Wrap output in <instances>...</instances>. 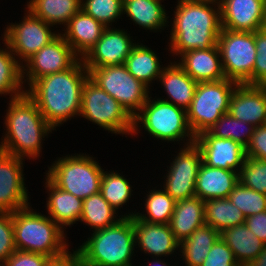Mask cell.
Segmentation results:
<instances>
[{
	"instance_id": "1",
	"label": "cell",
	"mask_w": 266,
	"mask_h": 266,
	"mask_svg": "<svg viewBox=\"0 0 266 266\" xmlns=\"http://www.w3.org/2000/svg\"><path fill=\"white\" fill-rule=\"evenodd\" d=\"M89 71L83 59H79L66 71L53 73L37 79L26 90V94L36 103L47 123L54 129L80 115L84 83Z\"/></svg>"
},
{
	"instance_id": "2",
	"label": "cell",
	"mask_w": 266,
	"mask_h": 266,
	"mask_svg": "<svg viewBox=\"0 0 266 266\" xmlns=\"http://www.w3.org/2000/svg\"><path fill=\"white\" fill-rule=\"evenodd\" d=\"M175 10L169 45L174 55L217 46L222 29L218 0H178Z\"/></svg>"
},
{
	"instance_id": "3",
	"label": "cell",
	"mask_w": 266,
	"mask_h": 266,
	"mask_svg": "<svg viewBox=\"0 0 266 266\" xmlns=\"http://www.w3.org/2000/svg\"><path fill=\"white\" fill-rule=\"evenodd\" d=\"M6 113V133L0 151L18 158L40 156L41 143L54 130L44 119L36 103L25 93L10 99Z\"/></svg>"
},
{
	"instance_id": "4",
	"label": "cell",
	"mask_w": 266,
	"mask_h": 266,
	"mask_svg": "<svg viewBox=\"0 0 266 266\" xmlns=\"http://www.w3.org/2000/svg\"><path fill=\"white\" fill-rule=\"evenodd\" d=\"M73 254L82 266H132L135 231L132 217H122L115 225L94 231Z\"/></svg>"
},
{
	"instance_id": "5",
	"label": "cell",
	"mask_w": 266,
	"mask_h": 266,
	"mask_svg": "<svg viewBox=\"0 0 266 266\" xmlns=\"http://www.w3.org/2000/svg\"><path fill=\"white\" fill-rule=\"evenodd\" d=\"M13 226L17 250L42 254L53 261L71 255L64 230L49 216L33 211L30 205L13 212Z\"/></svg>"
},
{
	"instance_id": "6",
	"label": "cell",
	"mask_w": 266,
	"mask_h": 266,
	"mask_svg": "<svg viewBox=\"0 0 266 266\" xmlns=\"http://www.w3.org/2000/svg\"><path fill=\"white\" fill-rule=\"evenodd\" d=\"M151 98L148 97L139 112L133 116L132 135L138 133V124H142V128L158 140L175 142L185 140L187 136L189 139H186L185 144L194 143L195 136L187 121V111L160 98L154 101Z\"/></svg>"
},
{
	"instance_id": "7",
	"label": "cell",
	"mask_w": 266,
	"mask_h": 266,
	"mask_svg": "<svg viewBox=\"0 0 266 266\" xmlns=\"http://www.w3.org/2000/svg\"><path fill=\"white\" fill-rule=\"evenodd\" d=\"M103 172L94 158L77 154L58 158L46 176L58 188L84 200L100 192Z\"/></svg>"
},
{
	"instance_id": "8",
	"label": "cell",
	"mask_w": 266,
	"mask_h": 266,
	"mask_svg": "<svg viewBox=\"0 0 266 266\" xmlns=\"http://www.w3.org/2000/svg\"><path fill=\"white\" fill-rule=\"evenodd\" d=\"M238 83L223 79L215 82H199L187 110V121L194 134L198 136L208 131L218 119L229 111L230 99Z\"/></svg>"
},
{
	"instance_id": "9",
	"label": "cell",
	"mask_w": 266,
	"mask_h": 266,
	"mask_svg": "<svg viewBox=\"0 0 266 266\" xmlns=\"http://www.w3.org/2000/svg\"><path fill=\"white\" fill-rule=\"evenodd\" d=\"M80 116L115 134H131L133 117L90 78L82 89Z\"/></svg>"
},
{
	"instance_id": "10",
	"label": "cell",
	"mask_w": 266,
	"mask_h": 266,
	"mask_svg": "<svg viewBox=\"0 0 266 266\" xmlns=\"http://www.w3.org/2000/svg\"><path fill=\"white\" fill-rule=\"evenodd\" d=\"M217 46L227 79L238 84L253 85V68L256 57L255 32L221 29Z\"/></svg>"
},
{
	"instance_id": "11",
	"label": "cell",
	"mask_w": 266,
	"mask_h": 266,
	"mask_svg": "<svg viewBox=\"0 0 266 266\" xmlns=\"http://www.w3.org/2000/svg\"><path fill=\"white\" fill-rule=\"evenodd\" d=\"M87 69L89 78L118 101L132 117L146 103L150 89L131 75L125 64Z\"/></svg>"
},
{
	"instance_id": "12",
	"label": "cell",
	"mask_w": 266,
	"mask_h": 266,
	"mask_svg": "<svg viewBox=\"0 0 266 266\" xmlns=\"http://www.w3.org/2000/svg\"><path fill=\"white\" fill-rule=\"evenodd\" d=\"M50 27L28 10L21 23L7 25L3 41L14 55L25 62L59 35Z\"/></svg>"
},
{
	"instance_id": "13",
	"label": "cell",
	"mask_w": 266,
	"mask_h": 266,
	"mask_svg": "<svg viewBox=\"0 0 266 266\" xmlns=\"http://www.w3.org/2000/svg\"><path fill=\"white\" fill-rule=\"evenodd\" d=\"M79 59L60 33L25 61L27 69L22 65V80L26 75L27 83L29 82L28 85L31 86L41 77L68 70Z\"/></svg>"
},
{
	"instance_id": "14",
	"label": "cell",
	"mask_w": 266,
	"mask_h": 266,
	"mask_svg": "<svg viewBox=\"0 0 266 266\" xmlns=\"http://www.w3.org/2000/svg\"><path fill=\"white\" fill-rule=\"evenodd\" d=\"M170 165L164 190L175 200L195 197L196 178L202 164V153L196 143L182 148Z\"/></svg>"
},
{
	"instance_id": "15",
	"label": "cell",
	"mask_w": 266,
	"mask_h": 266,
	"mask_svg": "<svg viewBox=\"0 0 266 266\" xmlns=\"http://www.w3.org/2000/svg\"><path fill=\"white\" fill-rule=\"evenodd\" d=\"M22 160L0 151V212L12 213L29 206Z\"/></svg>"
},
{
	"instance_id": "16",
	"label": "cell",
	"mask_w": 266,
	"mask_h": 266,
	"mask_svg": "<svg viewBox=\"0 0 266 266\" xmlns=\"http://www.w3.org/2000/svg\"><path fill=\"white\" fill-rule=\"evenodd\" d=\"M222 29L256 32L266 28V0H218Z\"/></svg>"
},
{
	"instance_id": "17",
	"label": "cell",
	"mask_w": 266,
	"mask_h": 266,
	"mask_svg": "<svg viewBox=\"0 0 266 266\" xmlns=\"http://www.w3.org/2000/svg\"><path fill=\"white\" fill-rule=\"evenodd\" d=\"M202 162L210 167L240 172L246 159V149L232 139H222L204 131L195 137Z\"/></svg>"
},
{
	"instance_id": "18",
	"label": "cell",
	"mask_w": 266,
	"mask_h": 266,
	"mask_svg": "<svg viewBox=\"0 0 266 266\" xmlns=\"http://www.w3.org/2000/svg\"><path fill=\"white\" fill-rule=\"evenodd\" d=\"M135 45L126 31L107 27L83 62L86 68L125 64Z\"/></svg>"
},
{
	"instance_id": "19",
	"label": "cell",
	"mask_w": 266,
	"mask_h": 266,
	"mask_svg": "<svg viewBox=\"0 0 266 266\" xmlns=\"http://www.w3.org/2000/svg\"><path fill=\"white\" fill-rule=\"evenodd\" d=\"M228 113L254 127L266 124V85L238 84Z\"/></svg>"
},
{
	"instance_id": "20",
	"label": "cell",
	"mask_w": 266,
	"mask_h": 266,
	"mask_svg": "<svg viewBox=\"0 0 266 266\" xmlns=\"http://www.w3.org/2000/svg\"><path fill=\"white\" fill-rule=\"evenodd\" d=\"M135 243L145 253L154 256H168L179 247L169 224H156L142 221L133 216Z\"/></svg>"
},
{
	"instance_id": "21",
	"label": "cell",
	"mask_w": 266,
	"mask_h": 266,
	"mask_svg": "<svg viewBox=\"0 0 266 266\" xmlns=\"http://www.w3.org/2000/svg\"><path fill=\"white\" fill-rule=\"evenodd\" d=\"M179 66L196 82H215L225 79L218 46L186 51Z\"/></svg>"
},
{
	"instance_id": "22",
	"label": "cell",
	"mask_w": 266,
	"mask_h": 266,
	"mask_svg": "<svg viewBox=\"0 0 266 266\" xmlns=\"http://www.w3.org/2000/svg\"><path fill=\"white\" fill-rule=\"evenodd\" d=\"M65 33L61 34L69 43L74 53L83 59L101 38L105 29L104 24L96 21L82 9L67 23Z\"/></svg>"
},
{
	"instance_id": "23",
	"label": "cell",
	"mask_w": 266,
	"mask_h": 266,
	"mask_svg": "<svg viewBox=\"0 0 266 266\" xmlns=\"http://www.w3.org/2000/svg\"><path fill=\"white\" fill-rule=\"evenodd\" d=\"M238 183V172L210 167L202 162L196 178L195 197L203 201L226 198Z\"/></svg>"
},
{
	"instance_id": "24",
	"label": "cell",
	"mask_w": 266,
	"mask_h": 266,
	"mask_svg": "<svg viewBox=\"0 0 266 266\" xmlns=\"http://www.w3.org/2000/svg\"><path fill=\"white\" fill-rule=\"evenodd\" d=\"M158 80L162 81V86L171 101L162 98L160 100L187 111L192 103L198 82L193 80L177 62L163 67Z\"/></svg>"
},
{
	"instance_id": "25",
	"label": "cell",
	"mask_w": 266,
	"mask_h": 266,
	"mask_svg": "<svg viewBox=\"0 0 266 266\" xmlns=\"http://www.w3.org/2000/svg\"><path fill=\"white\" fill-rule=\"evenodd\" d=\"M169 225L179 243L187 239L205 225L204 201L198 197L176 201Z\"/></svg>"
},
{
	"instance_id": "26",
	"label": "cell",
	"mask_w": 266,
	"mask_h": 266,
	"mask_svg": "<svg viewBox=\"0 0 266 266\" xmlns=\"http://www.w3.org/2000/svg\"><path fill=\"white\" fill-rule=\"evenodd\" d=\"M46 188L49 192L47 210L49 217L62 229L80 221L83 200L55 186L46 177Z\"/></svg>"
},
{
	"instance_id": "27",
	"label": "cell",
	"mask_w": 266,
	"mask_h": 266,
	"mask_svg": "<svg viewBox=\"0 0 266 266\" xmlns=\"http://www.w3.org/2000/svg\"><path fill=\"white\" fill-rule=\"evenodd\" d=\"M220 238L232 250L240 265H247L254 260L265 246L245 224L224 229Z\"/></svg>"
},
{
	"instance_id": "28",
	"label": "cell",
	"mask_w": 266,
	"mask_h": 266,
	"mask_svg": "<svg viewBox=\"0 0 266 266\" xmlns=\"http://www.w3.org/2000/svg\"><path fill=\"white\" fill-rule=\"evenodd\" d=\"M162 0H123V13L135 24L148 30H159L167 24L165 8Z\"/></svg>"
},
{
	"instance_id": "29",
	"label": "cell",
	"mask_w": 266,
	"mask_h": 266,
	"mask_svg": "<svg viewBox=\"0 0 266 266\" xmlns=\"http://www.w3.org/2000/svg\"><path fill=\"white\" fill-rule=\"evenodd\" d=\"M82 0H31L27 9L39 19L53 25L64 24L81 10Z\"/></svg>"
},
{
	"instance_id": "30",
	"label": "cell",
	"mask_w": 266,
	"mask_h": 266,
	"mask_svg": "<svg viewBox=\"0 0 266 266\" xmlns=\"http://www.w3.org/2000/svg\"><path fill=\"white\" fill-rule=\"evenodd\" d=\"M220 233L209 225L196 229L187 239L179 243L187 266H201Z\"/></svg>"
},
{
	"instance_id": "31",
	"label": "cell",
	"mask_w": 266,
	"mask_h": 266,
	"mask_svg": "<svg viewBox=\"0 0 266 266\" xmlns=\"http://www.w3.org/2000/svg\"><path fill=\"white\" fill-rule=\"evenodd\" d=\"M156 55L148 47L137 43L126 58L125 66L129 73L147 87L150 86L152 80L159 79L163 69Z\"/></svg>"
},
{
	"instance_id": "32",
	"label": "cell",
	"mask_w": 266,
	"mask_h": 266,
	"mask_svg": "<svg viewBox=\"0 0 266 266\" xmlns=\"http://www.w3.org/2000/svg\"><path fill=\"white\" fill-rule=\"evenodd\" d=\"M205 225L215 228L219 233L224 229L244 224L246 217L229 199L217 198L204 201Z\"/></svg>"
},
{
	"instance_id": "33",
	"label": "cell",
	"mask_w": 266,
	"mask_h": 266,
	"mask_svg": "<svg viewBox=\"0 0 266 266\" xmlns=\"http://www.w3.org/2000/svg\"><path fill=\"white\" fill-rule=\"evenodd\" d=\"M114 214L116 210L99 192L83 200L80 222L83 221L97 231L115 225L122 218L118 219Z\"/></svg>"
},
{
	"instance_id": "34",
	"label": "cell",
	"mask_w": 266,
	"mask_h": 266,
	"mask_svg": "<svg viewBox=\"0 0 266 266\" xmlns=\"http://www.w3.org/2000/svg\"><path fill=\"white\" fill-rule=\"evenodd\" d=\"M0 48V95L10 94L11 100L26 93L22 90V65L10 48ZM8 49V50H6Z\"/></svg>"
},
{
	"instance_id": "35",
	"label": "cell",
	"mask_w": 266,
	"mask_h": 266,
	"mask_svg": "<svg viewBox=\"0 0 266 266\" xmlns=\"http://www.w3.org/2000/svg\"><path fill=\"white\" fill-rule=\"evenodd\" d=\"M145 201V208L147 212L142 215L141 213H133L124 215L122 217L135 216L137 219L156 224H169L176 201L165 190H151L148 192ZM149 215V216H148Z\"/></svg>"
},
{
	"instance_id": "36",
	"label": "cell",
	"mask_w": 266,
	"mask_h": 266,
	"mask_svg": "<svg viewBox=\"0 0 266 266\" xmlns=\"http://www.w3.org/2000/svg\"><path fill=\"white\" fill-rule=\"evenodd\" d=\"M254 128L253 125L233 118L227 113L222 115L218 121L209 128L208 132L218 138L232 139L246 148L254 132Z\"/></svg>"
},
{
	"instance_id": "37",
	"label": "cell",
	"mask_w": 266,
	"mask_h": 266,
	"mask_svg": "<svg viewBox=\"0 0 266 266\" xmlns=\"http://www.w3.org/2000/svg\"><path fill=\"white\" fill-rule=\"evenodd\" d=\"M132 188L124 176L116 172H103L100 184L102 197L115 209L118 210L131 198Z\"/></svg>"
},
{
	"instance_id": "38",
	"label": "cell",
	"mask_w": 266,
	"mask_h": 266,
	"mask_svg": "<svg viewBox=\"0 0 266 266\" xmlns=\"http://www.w3.org/2000/svg\"><path fill=\"white\" fill-rule=\"evenodd\" d=\"M245 217L266 211V195L243 186L240 182L227 197Z\"/></svg>"
},
{
	"instance_id": "39",
	"label": "cell",
	"mask_w": 266,
	"mask_h": 266,
	"mask_svg": "<svg viewBox=\"0 0 266 266\" xmlns=\"http://www.w3.org/2000/svg\"><path fill=\"white\" fill-rule=\"evenodd\" d=\"M81 9L106 27L123 14V0H82ZM119 16V17H118Z\"/></svg>"
},
{
	"instance_id": "40",
	"label": "cell",
	"mask_w": 266,
	"mask_h": 266,
	"mask_svg": "<svg viewBox=\"0 0 266 266\" xmlns=\"http://www.w3.org/2000/svg\"><path fill=\"white\" fill-rule=\"evenodd\" d=\"M239 182L266 195V161L246 156L239 172Z\"/></svg>"
},
{
	"instance_id": "41",
	"label": "cell",
	"mask_w": 266,
	"mask_h": 266,
	"mask_svg": "<svg viewBox=\"0 0 266 266\" xmlns=\"http://www.w3.org/2000/svg\"><path fill=\"white\" fill-rule=\"evenodd\" d=\"M15 251L13 212H0V263L4 264Z\"/></svg>"
},
{
	"instance_id": "42",
	"label": "cell",
	"mask_w": 266,
	"mask_h": 266,
	"mask_svg": "<svg viewBox=\"0 0 266 266\" xmlns=\"http://www.w3.org/2000/svg\"><path fill=\"white\" fill-rule=\"evenodd\" d=\"M255 45L253 85H266V28L255 32Z\"/></svg>"
},
{
	"instance_id": "43",
	"label": "cell",
	"mask_w": 266,
	"mask_h": 266,
	"mask_svg": "<svg viewBox=\"0 0 266 266\" xmlns=\"http://www.w3.org/2000/svg\"><path fill=\"white\" fill-rule=\"evenodd\" d=\"M232 250L219 237L201 266H238Z\"/></svg>"
},
{
	"instance_id": "44",
	"label": "cell",
	"mask_w": 266,
	"mask_h": 266,
	"mask_svg": "<svg viewBox=\"0 0 266 266\" xmlns=\"http://www.w3.org/2000/svg\"><path fill=\"white\" fill-rule=\"evenodd\" d=\"M53 262L45 255L16 249L4 264L5 266H50Z\"/></svg>"
},
{
	"instance_id": "45",
	"label": "cell",
	"mask_w": 266,
	"mask_h": 266,
	"mask_svg": "<svg viewBox=\"0 0 266 266\" xmlns=\"http://www.w3.org/2000/svg\"><path fill=\"white\" fill-rule=\"evenodd\" d=\"M246 149V156L266 161V124L254 128Z\"/></svg>"
},
{
	"instance_id": "46",
	"label": "cell",
	"mask_w": 266,
	"mask_h": 266,
	"mask_svg": "<svg viewBox=\"0 0 266 266\" xmlns=\"http://www.w3.org/2000/svg\"><path fill=\"white\" fill-rule=\"evenodd\" d=\"M244 224L266 245V211L246 217Z\"/></svg>"
},
{
	"instance_id": "47",
	"label": "cell",
	"mask_w": 266,
	"mask_h": 266,
	"mask_svg": "<svg viewBox=\"0 0 266 266\" xmlns=\"http://www.w3.org/2000/svg\"><path fill=\"white\" fill-rule=\"evenodd\" d=\"M52 266H82V263L73 253H71V255L65 260L54 261Z\"/></svg>"
},
{
	"instance_id": "48",
	"label": "cell",
	"mask_w": 266,
	"mask_h": 266,
	"mask_svg": "<svg viewBox=\"0 0 266 266\" xmlns=\"http://www.w3.org/2000/svg\"><path fill=\"white\" fill-rule=\"evenodd\" d=\"M246 266H266V245L263 247L258 256L254 260L250 261Z\"/></svg>"
},
{
	"instance_id": "49",
	"label": "cell",
	"mask_w": 266,
	"mask_h": 266,
	"mask_svg": "<svg viewBox=\"0 0 266 266\" xmlns=\"http://www.w3.org/2000/svg\"><path fill=\"white\" fill-rule=\"evenodd\" d=\"M161 260L157 259L155 260V262L153 261L152 263H150L151 266H168L165 262H162ZM149 265V266H150Z\"/></svg>"
}]
</instances>
